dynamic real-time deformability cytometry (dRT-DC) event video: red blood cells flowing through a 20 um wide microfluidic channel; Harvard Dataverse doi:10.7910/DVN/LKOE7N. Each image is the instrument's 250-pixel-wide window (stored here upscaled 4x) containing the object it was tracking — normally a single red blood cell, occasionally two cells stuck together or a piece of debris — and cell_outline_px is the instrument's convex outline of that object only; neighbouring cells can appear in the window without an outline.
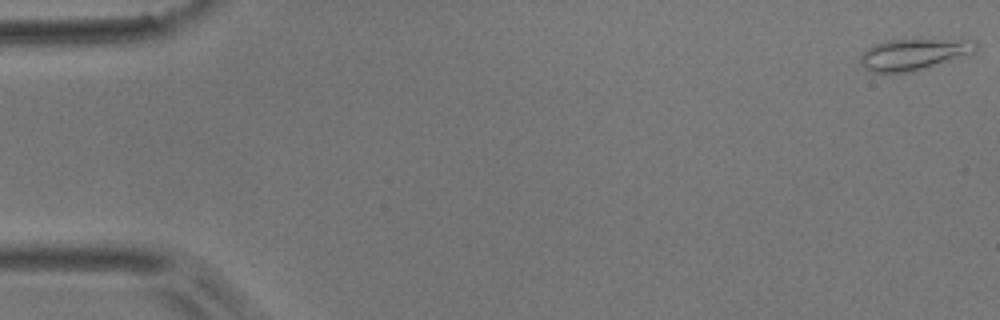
{"species": "common noctule bat (a hibernating species)", "species_latin": "Nyctalus noctula", "temperature_condition": "room temperature", "stored_images_in_passage": 52, "camera_frame_rate_fps": 3000, "um_per_image_px": 0.085, "animal": {"sex": "male", "body_mass_g": 17.9}, "frame": {"image": 1, "passage_image": 1, "time_ms": 0.0, "image_size_px": [1000, 320], "cell_outline_px": [[976, 52], [916, 72], [872, 72], [864, 68], [860, 64], [860, 56], [868, 48], [876, 44], [888, 40], [932, 36], [952, 36], [976, 40]], "centroid_in_image_um": [77.8, 4.54], "position_along_channel_um": 7.2, "area_um2": 22.54}}
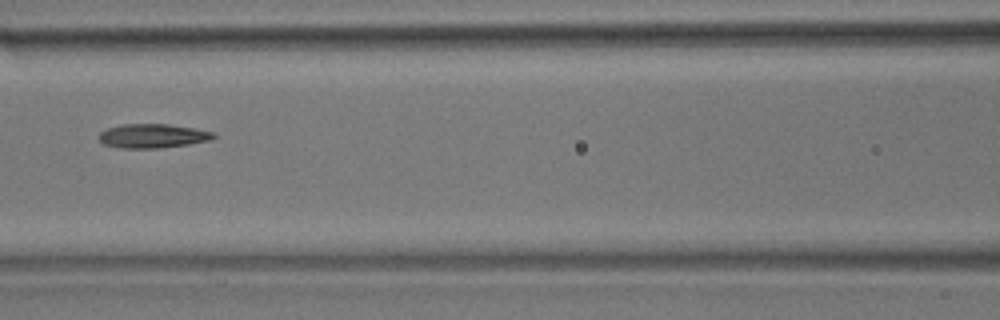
{"frame": {"image": 2, "passage_image": 23, "time_ms": 7.333, "image_size_px": [1000, 320], "cell_outline_px": [[216, 136], [212, 140], [188, 144], [156, 148], [120, 148], [104, 144], [100, 140], [100, 132], [108, 128], [120, 124], [168, 124], [196, 128], [216, 132]], "centroid_in_image_um": [13.03, 11.54], "position_along_channel_um": 153.6, "area_um2": 16.13}}
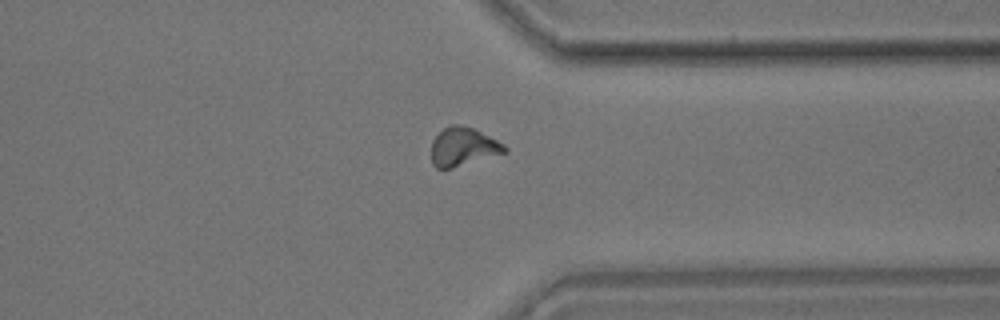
{"frame": {"image": 3, "passage_image": 40, "time_ms": 13.0, "image_size_px": [1000, 320], "cell_outline_px": [[508, 152], [452, 168], [436, 168], [432, 164], [432, 140], [444, 128], [452, 124], [460, 124], [472, 128], [504, 144], [508, 148]], "centroid_in_image_um": [39.37, 12.48], "position_along_channel_um": 372.0, "area_um2": 16.3}, "authors_computed_cell_mechanics": {"area_um2": 16.0106, "velocity_mm_per_s": 3.9078, "shape_relaxation_time_tau1_ms": 9.3876, "shape_relaxation_time_tau2_ms": 4.4986, "deformation_change_tau1": 0.2567, "deformation_change_tau2": 0.1353}}